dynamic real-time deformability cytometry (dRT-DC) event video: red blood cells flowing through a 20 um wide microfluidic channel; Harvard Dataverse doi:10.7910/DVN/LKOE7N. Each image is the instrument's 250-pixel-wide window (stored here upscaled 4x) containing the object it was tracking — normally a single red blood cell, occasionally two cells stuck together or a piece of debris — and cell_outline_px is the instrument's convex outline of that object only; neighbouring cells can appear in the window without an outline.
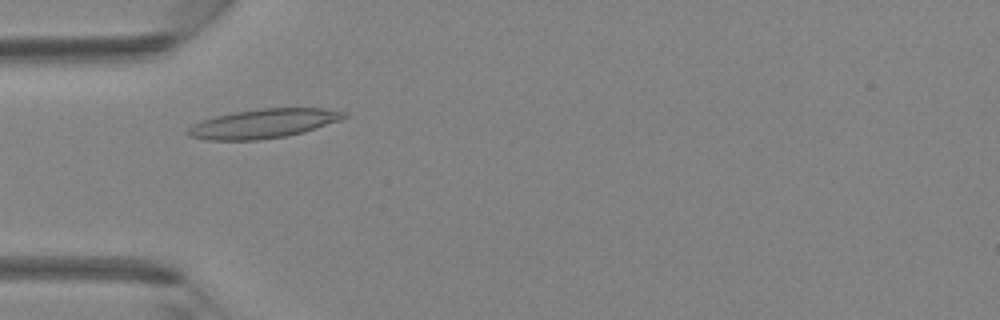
{"species": "Egyptian fruit bat (a non-hibernating species)", "species_latin": "Rousettus aegyptiacus", "temperature_condition": "room temperature", "stored_images_in_passage": 38, "camera_frame_rate_fps": 3000, "um_per_image_px": 0.085, "animal": {"sex": "female"}, "frame": {"image": 1, "passage_image": 9, "time_ms": 2.667, "image_size_px": [1000, 320], "cell_outline_px": [[348, 116], [340, 120], [304, 132], [284, 136], [256, 140], [208, 140], [188, 136], [184, 132], [192, 124], [200, 120], [232, 112], [260, 108], [324, 108], [348, 112]], "centroid_in_image_um": [22.36, 10.49], "position_along_channel_um": 62.6, "area_um2": 26.7}}
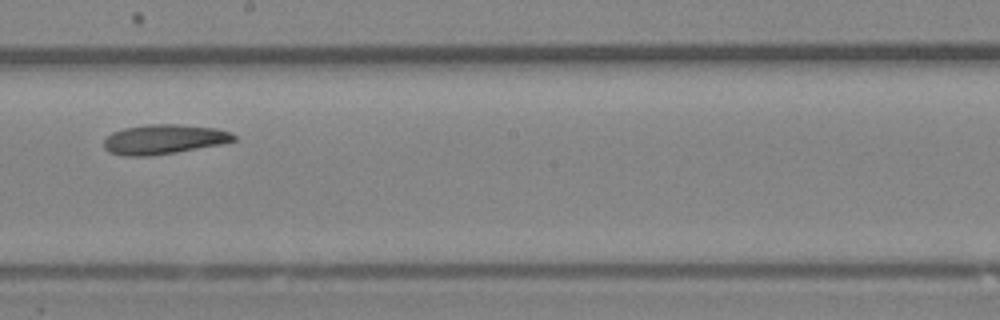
{"frame": {"image": 2, "passage_image": 20, "time_ms": 6.333, "image_size_px": [1000, 320], "cell_outline_px": [[236, 140], [224, 144], [176, 152], [148, 156], [124, 156], [108, 152], [104, 148], [104, 140], [112, 132], [124, 128], [148, 124], [176, 124], [216, 128], [232, 132], [236, 136]], "centroid_in_image_um": [13.95, 11.84], "position_along_channel_um": 234.3, "area_um2": 22.6}}
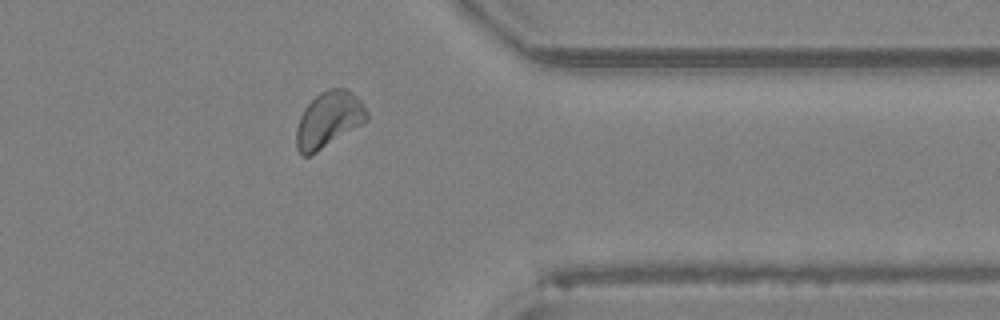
{"frame": {"image": 3, "passage_image": 30, "time_ms": 9.667, "image_size_px": [1000, 320], "cell_outline_px": [[368, 120], [316, 152], [308, 156], [300, 156], [296, 148], [296, 128], [300, 116], [304, 108], [320, 92], [328, 88], [348, 88], [360, 100], [368, 112]], "centroid_in_image_um": [27.92, 10.16], "position_along_channel_um": 383.5, "area_um2": 22.89}}